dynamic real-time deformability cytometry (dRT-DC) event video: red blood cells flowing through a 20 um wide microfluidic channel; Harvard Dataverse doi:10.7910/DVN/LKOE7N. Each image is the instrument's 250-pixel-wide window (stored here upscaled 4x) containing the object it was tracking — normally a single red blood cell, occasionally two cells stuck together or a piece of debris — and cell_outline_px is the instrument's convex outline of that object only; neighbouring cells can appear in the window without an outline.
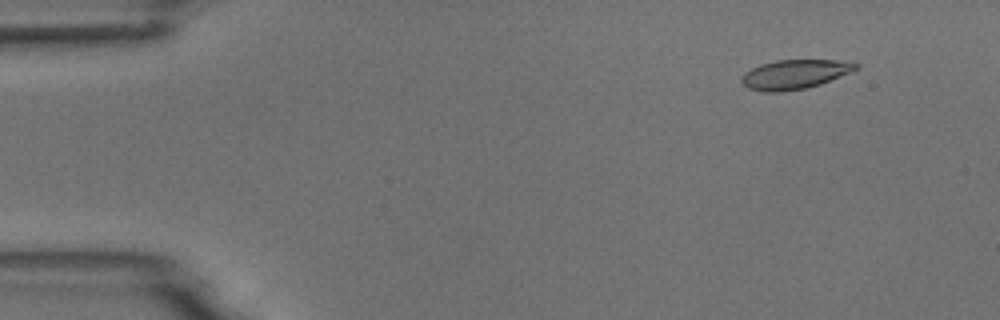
{"species": "common noctule bat (a hibernating species)", "species_latin": "Nyctalus noctula", "temperature_condition": "room temperature", "stored_images_in_passage": 4, "camera_frame_rate_fps": 3000, "um_per_image_px": 0.085, "animal": {"sex": "male", "body_mass_g": 18.8}, "frame": {"image": 1, "passage_image": 2, "time_ms": 1.0, "image_size_px": [1000, 320], "cell_outline_px": [[860, 68], [852, 72], [820, 84], [804, 88], [776, 92], [764, 92], [748, 88], [740, 80], [740, 76], [744, 72], [760, 64], [776, 60], [836, 60], [860, 64]], "centroid_in_image_um": [67.54, 6.31], "position_along_channel_um": 17.5, "area_um2": 19.54}}
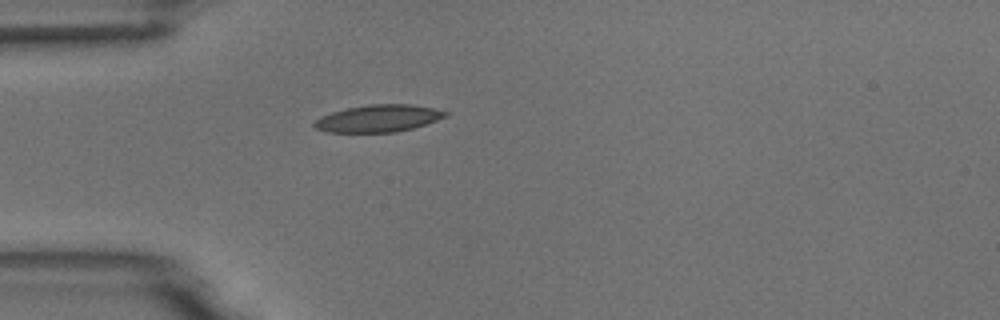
{"frame": {"image": 2, "passage_image": 4, "time_ms": 4.333, "image_size_px": [1000, 320], "cell_outline_px": [[448, 116], [412, 128], [396, 132], [328, 132], [316, 128], [312, 124], [320, 116], [332, 112], [348, 108], [372, 104], [412, 104], [432, 108], [448, 112]], "centroid_in_image_um": [32.15, 10.06], "position_along_channel_um": 52.8, "area_um2": 20.52}}